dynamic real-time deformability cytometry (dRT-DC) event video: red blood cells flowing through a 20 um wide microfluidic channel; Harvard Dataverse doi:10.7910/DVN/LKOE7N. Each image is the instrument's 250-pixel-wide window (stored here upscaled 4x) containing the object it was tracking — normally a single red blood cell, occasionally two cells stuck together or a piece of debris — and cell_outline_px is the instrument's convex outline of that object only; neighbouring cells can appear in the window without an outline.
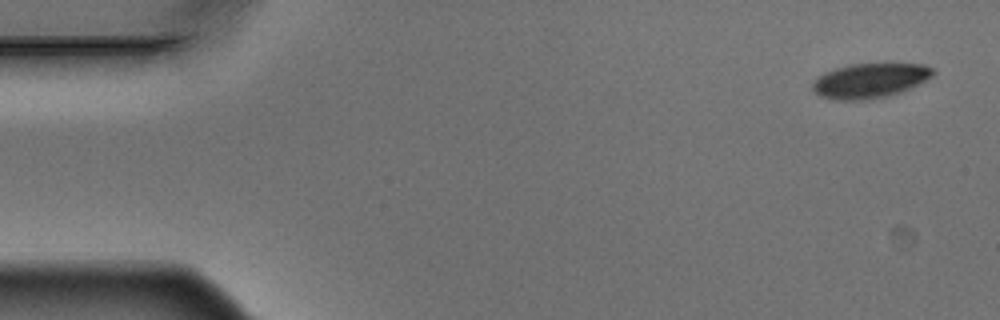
{"species": "Egyptian fruit bat (a non-hibernating species)", "species_latin": "Rousettus aegyptiacus", "temperature_condition": "warm", "stored_images_in_passage": 5, "camera_frame_rate_fps": 3000, "um_per_image_px": 0.085, "animal": {"sex": "male"}, "frame": {"image": 1, "passage_image": 1, "time_ms": 0.0, "image_size_px": [1000, 320], "cell_outline_px": [[936, 72], [932, 76], [900, 92], [888, 96], [864, 100], [840, 100], [820, 96], [812, 88], [812, 84], [824, 72], [836, 68], [852, 64], [888, 60], [924, 64], [932, 68]], "centroid_in_image_um": [74.0, 6.79], "position_along_channel_um": 11.0, "area_um2": 24.97}}
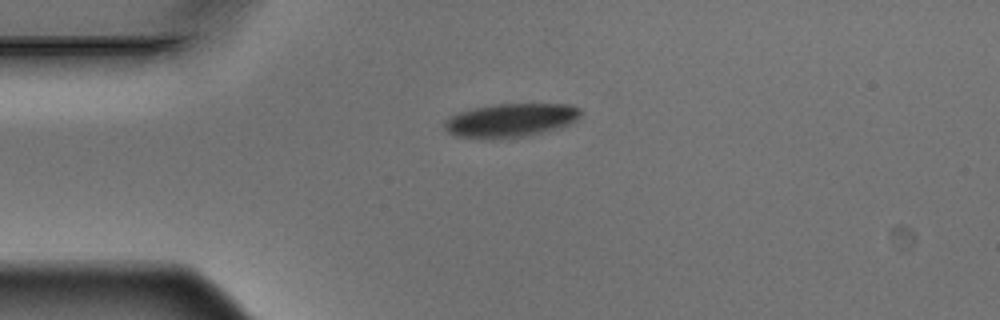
{"frame": {"image": 2, "passage_image": 4, "time_ms": 1.0, "image_size_px": [1000, 320], "cell_outline_px": [[580, 116], [576, 120], [560, 128], [524, 136], [460, 136], [448, 132], [444, 128], [444, 124], [452, 116], [460, 112], [472, 108], [500, 104], [568, 104], [580, 108]], "centroid_in_image_um": [43.48, 10.18], "position_along_channel_um": 41.5, "area_um2": 25.55}}